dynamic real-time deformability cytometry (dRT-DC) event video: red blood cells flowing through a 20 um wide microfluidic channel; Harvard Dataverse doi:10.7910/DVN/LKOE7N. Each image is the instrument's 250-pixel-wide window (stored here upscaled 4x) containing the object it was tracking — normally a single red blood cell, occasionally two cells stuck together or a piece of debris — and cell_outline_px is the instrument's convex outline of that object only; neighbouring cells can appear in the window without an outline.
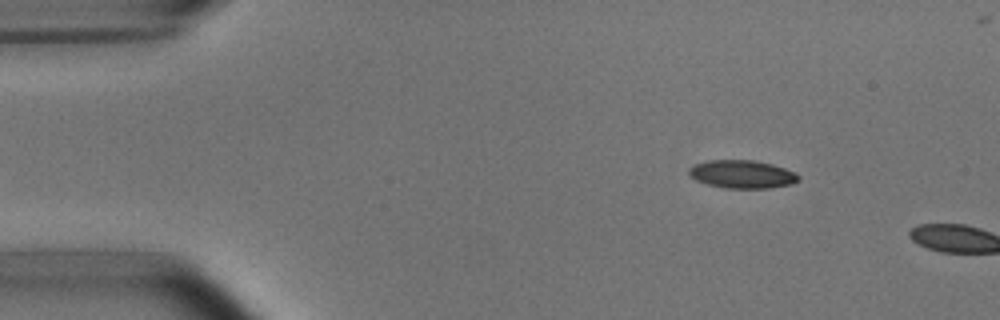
{"species": "common noctule bat (a hibernating species)", "species_latin": "Nyctalus noctula", "temperature_condition": "room temperature", "stored_images_in_passage": 6, "camera_frame_rate_fps": 3000, "um_per_image_px": 0.085, "animal": {"sex": "male", "body_mass_g": 15.6}, "frame": {"image": 1, "passage_image": 4, "time_ms": 1.0, "image_size_px": [1000, 320], "cell_outline_px": [[800, 180], [792, 184], [768, 188], [724, 188], [708, 184], [696, 180], [688, 172], [688, 168], [692, 164], [708, 160], [752, 160], [772, 164], [796, 172], [800, 176]], "centroid_in_image_um": [63.09, 14.8], "position_along_channel_um": 21.9, "area_um2": 18.03}}